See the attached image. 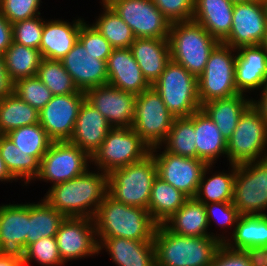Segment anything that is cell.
<instances>
[{"mask_svg":"<svg viewBox=\"0 0 267 266\" xmlns=\"http://www.w3.org/2000/svg\"><path fill=\"white\" fill-rule=\"evenodd\" d=\"M107 191L108 174L88 169L76 178L49 187L43 198L65 217L93 219Z\"/></svg>","mask_w":267,"mask_h":266,"instance_id":"cell-1","label":"cell"},{"mask_svg":"<svg viewBox=\"0 0 267 266\" xmlns=\"http://www.w3.org/2000/svg\"><path fill=\"white\" fill-rule=\"evenodd\" d=\"M156 266H210L223 244L212 236L190 237L158 224L153 237Z\"/></svg>","mask_w":267,"mask_h":266,"instance_id":"cell-2","label":"cell"},{"mask_svg":"<svg viewBox=\"0 0 267 266\" xmlns=\"http://www.w3.org/2000/svg\"><path fill=\"white\" fill-rule=\"evenodd\" d=\"M96 238H126L153 241L157 223L144 208L128 206L108 194L93 218Z\"/></svg>","mask_w":267,"mask_h":266,"instance_id":"cell-3","label":"cell"},{"mask_svg":"<svg viewBox=\"0 0 267 266\" xmlns=\"http://www.w3.org/2000/svg\"><path fill=\"white\" fill-rule=\"evenodd\" d=\"M171 60L198 78L219 41L193 20L170 25L168 36Z\"/></svg>","mask_w":267,"mask_h":266,"instance_id":"cell-4","label":"cell"},{"mask_svg":"<svg viewBox=\"0 0 267 266\" xmlns=\"http://www.w3.org/2000/svg\"><path fill=\"white\" fill-rule=\"evenodd\" d=\"M157 166L150 153L143 160L112 170L108 174L107 194L128 206L148 210Z\"/></svg>","mask_w":267,"mask_h":266,"instance_id":"cell-5","label":"cell"},{"mask_svg":"<svg viewBox=\"0 0 267 266\" xmlns=\"http://www.w3.org/2000/svg\"><path fill=\"white\" fill-rule=\"evenodd\" d=\"M152 86L175 118L189 117L201 109L198 78L172 60Z\"/></svg>","mask_w":267,"mask_h":266,"instance_id":"cell-6","label":"cell"},{"mask_svg":"<svg viewBox=\"0 0 267 266\" xmlns=\"http://www.w3.org/2000/svg\"><path fill=\"white\" fill-rule=\"evenodd\" d=\"M236 49L219 42L209 55L206 67L198 77L199 102L233 97L235 85Z\"/></svg>","mask_w":267,"mask_h":266,"instance_id":"cell-7","label":"cell"},{"mask_svg":"<svg viewBox=\"0 0 267 266\" xmlns=\"http://www.w3.org/2000/svg\"><path fill=\"white\" fill-rule=\"evenodd\" d=\"M267 158V122L251 104L227 140V162L241 164Z\"/></svg>","mask_w":267,"mask_h":266,"instance_id":"cell-8","label":"cell"},{"mask_svg":"<svg viewBox=\"0 0 267 266\" xmlns=\"http://www.w3.org/2000/svg\"><path fill=\"white\" fill-rule=\"evenodd\" d=\"M150 150L132 128H112L91 157V165L94 167L90 169H99L109 174L114 169L143 160L150 154Z\"/></svg>","mask_w":267,"mask_h":266,"instance_id":"cell-9","label":"cell"},{"mask_svg":"<svg viewBox=\"0 0 267 266\" xmlns=\"http://www.w3.org/2000/svg\"><path fill=\"white\" fill-rule=\"evenodd\" d=\"M232 203L240 215H267V158L236 164Z\"/></svg>","mask_w":267,"mask_h":266,"instance_id":"cell-10","label":"cell"},{"mask_svg":"<svg viewBox=\"0 0 267 266\" xmlns=\"http://www.w3.org/2000/svg\"><path fill=\"white\" fill-rule=\"evenodd\" d=\"M174 119L153 86L136 95L132 129L150 148L165 141Z\"/></svg>","mask_w":267,"mask_h":266,"instance_id":"cell-11","label":"cell"},{"mask_svg":"<svg viewBox=\"0 0 267 266\" xmlns=\"http://www.w3.org/2000/svg\"><path fill=\"white\" fill-rule=\"evenodd\" d=\"M90 167L91 157L77 145L69 141L52 142L42 157L36 179L54 186L76 178Z\"/></svg>","mask_w":267,"mask_h":266,"instance_id":"cell-12","label":"cell"},{"mask_svg":"<svg viewBox=\"0 0 267 266\" xmlns=\"http://www.w3.org/2000/svg\"><path fill=\"white\" fill-rule=\"evenodd\" d=\"M162 149L163 151H161ZM150 153L157 166V176L188 198H195L202 173L207 164L197 158L172 154L161 145L151 148Z\"/></svg>","mask_w":267,"mask_h":266,"instance_id":"cell-13","label":"cell"},{"mask_svg":"<svg viewBox=\"0 0 267 266\" xmlns=\"http://www.w3.org/2000/svg\"><path fill=\"white\" fill-rule=\"evenodd\" d=\"M136 38L168 39L171 23L152 0H106Z\"/></svg>","mask_w":267,"mask_h":266,"instance_id":"cell-14","label":"cell"},{"mask_svg":"<svg viewBox=\"0 0 267 266\" xmlns=\"http://www.w3.org/2000/svg\"><path fill=\"white\" fill-rule=\"evenodd\" d=\"M86 100L84 91L54 95L39 111V124L53 142L69 141L73 135L80 107Z\"/></svg>","mask_w":267,"mask_h":266,"instance_id":"cell-15","label":"cell"},{"mask_svg":"<svg viewBox=\"0 0 267 266\" xmlns=\"http://www.w3.org/2000/svg\"><path fill=\"white\" fill-rule=\"evenodd\" d=\"M58 250L64 264L68 261L98 256L94 219L66 217L56 233Z\"/></svg>","mask_w":267,"mask_h":266,"instance_id":"cell-16","label":"cell"},{"mask_svg":"<svg viewBox=\"0 0 267 266\" xmlns=\"http://www.w3.org/2000/svg\"><path fill=\"white\" fill-rule=\"evenodd\" d=\"M267 30L266 11L262 0L234 3L232 26L222 43L238 49L262 43Z\"/></svg>","mask_w":267,"mask_h":266,"instance_id":"cell-17","label":"cell"},{"mask_svg":"<svg viewBox=\"0 0 267 266\" xmlns=\"http://www.w3.org/2000/svg\"><path fill=\"white\" fill-rule=\"evenodd\" d=\"M85 98L108 121L112 128H132L136 95L110 84L93 87Z\"/></svg>","mask_w":267,"mask_h":266,"instance_id":"cell-18","label":"cell"},{"mask_svg":"<svg viewBox=\"0 0 267 266\" xmlns=\"http://www.w3.org/2000/svg\"><path fill=\"white\" fill-rule=\"evenodd\" d=\"M28 203L0 205V256L24 261Z\"/></svg>","mask_w":267,"mask_h":266,"instance_id":"cell-19","label":"cell"},{"mask_svg":"<svg viewBox=\"0 0 267 266\" xmlns=\"http://www.w3.org/2000/svg\"><path fill=\"white\" fill-rule=\"evenodd\" d=\"M60 61L78 90L85 92L90 88L108 84L106 61L87 53L79 40Z\"/></svg>","mask_w":267,"mask_h":266,"instance_id":"cell-20","label":"cell"},{"mask_svg":"<svg viewBox=\"0 0 267 266\" xmlns=\"http://www.w3.org/2000/svg\"><path fill=\"white\" fill-rule=\"evenodd\" d=\"M234 74L239 94H257L267 82V52L260 45L239 47Z\"/></svg>","mask_w":267,"mask_h":266,"instance_id":"cell-21","label":"cell"},{"mask_svg":"<svg viewBox=\"0 0 267 266\" xmlns=\"http://www.w3.org/2000/svg\"><path fill=\"white\" fill-rule=\"evenodd\" d=\"M106 65L108 84L120 90L139 95L151 87L130 48L112 49Z\"/></svg>","mask_w":267,"mask_h":266,"instance_id":"cell-22","label":"cell"},{"mask_svg":"<svg viewBox=\"0 0 267 266\" xmlns=\"http://www.w3.org/2000/svg\"><path fill=\"white\" fill-rule=\"evenodd\" d=\"M84 18L77 17L72 22L64 19H45L40 42L43 59L60 61L78 41Z\"/></svg>","mask_w":267,"mask_h":266,"instance_id":"cell-23","label":"cell"},{"mask_svg":"<svg viewBox=\"0 0 267 266\" xmlns=\"http://www.w3.org/2000/svg\"><path fill=\"white\" fill-rule=\"evenodd\" d=\"M98 254L103 250L116 266H156L153 241H137L126 238H96Z\"/></svg>","mask_w":267,"mask_h":266,"instance_id":"cell-24","label":"cell"},{"mask_svg":"<svg viewBox=\"0 0 267 266\" xmlns=\"http://www.w3.org/2000/svg\"><path fill=\"white\" fill-rule=\"evenodd\" d=\"M111 129L106 118L85 100L80 107L69 142L92 157Z\"/></svg>","mask_w":267,"mask_h":266,"instance_id":"cell-25","label":"cell"},{"mask_svg":"<svg viewBox=\"0 0 267 266\" xmlns=\"http://www.w3.org/2000/svg\"><path fill=\"white\" fill-rule=\"evenodd\" d=\"M145 79L152 86L171 61L168 39L136 38L130 46Z\"/></svg>","mask_w":267,"mask_h":266,"instance_id":"cell-26","label":"cell"},{"mask_svg":"<svg viewBox=\"0 0 267 266\" xmlns=\"http://www.w3.org/2000/svg\"><path fill=\"white\" fill-rule=\"evenodd\" d=\"M233 8L230 0H195L192 20L222 42L231 31Z\"/></svg>","mask_w":267,"mask_h":266,"instance_id":"cell-27","label":"cell"},{"mask_svg":"<svg viewBox=\"0 0 267 266\" xmlns=\"http://www.w3.org/2000/svg\"><path fill=\"white\" fill-rule=\"evenodd\" d=\"M193 124L197 159L215 165L219 157L227 158V140L202 109L193 113Z\"/></svg>","mask_w":267,"mask_h":266,"instance_id":"cell-28","label":"cell"},{"mask_svg":"<svg viewBox=\"0 0 267 266\" xmlns=\"http://www.w3.org/2000/svg\"><path fill=\"white\" fill-rule=\"evenodd\" d=\"M163 224L171 232L182 236H212L220 240V234L208 232L210 228L205 204L196 198H188L184 205Z\"/></svg>","mask_w":267,"mask_h":266,"instance_id":"cell-29","label":"cell"},{"mask_svg":"<svg viewBox=\"0 0 267 266\" xmlns=\"http://www.w3.org/2000/svg\"><path fill=\"white\" fill-rule=\"evenodd\" d=\"M247 96L237 94L233 97L216 99L201 105V109L216 124L226 140L232 136L243 112L252 104V97Z\"/></svg>","mask_w":267,"mask_h":266,"instance_id":"cell-30","label":"cell"},{"mask_svg":"<svg viewBox=\"0 0 267 266\" xmlns=\"http://www.w3.org/2000/svg\"><path fill=\"white\" fill-rule=\"evenodd\" d=\"M224 244L230 249L255 253L267 248V215H241Z\"/></svg>","mask_w":267,"mask_h":266,"instance_id":"cell-31","label":"cell"},{"mask_svg":"<svg viewBox=\"0 0 267 266\" xmlns=\"http://www.w3.org/2000/svg\"><path fill=\"white\" fill-rule=\"evenodd\" d=\"M212 167L214 168L215 166L207 165L205 167L195 198L204 204L232 202L236 164L229 163L228 171H215V173H212ZM206 175H210V177Z\"/></svg>","mask_w":267,"mask_h":266,"instance_id":"cell-32","label":"cell"},{"mask_svg":"<svg viewBox=\"0 0 267 266\" xmlns=\"http://www.w3.org/2000/svg\"><path fill=\"white\" fill-rule=\"evenodd\" d=\"M65 218L42 197L39 202H29L26 248L42 237H56V233Z\"/></svg>","mask_w":267,"mask_h":266,"instance_id":"cell-33","label":"cell"},{"mask_svg":"<svg viewBox=\"0 0 267 266\" xmlns=\"http://www.w3.org/2000/svg\"><path fill=\"white\" fill-rule=\"evenodd\" d=\"M0 155L10 174L23 186H29L40 172V161L14 145L7 135H0Z\"/></svg>","mask_w":267,"mask_h":266,"instance_id":"cell-34","label":"cell"},{"mask_svg":"<svg viewBox=\"0 0 267 266\" xmlns=\"http://www.w3.org/2000/svg\"><path fill=\"white\" fill-rule=\"evenodd\" d=\"M187 199L185 194L157 176L152 185L148 211L157 224H163Z\"/></svg>","mask_w":267,"mask_h":266,"instance_id":"cell-35","label":"cell"},{"mask_svg":"<svg viewBox=\"0 0 267 266\" xmlns=\"http://www.w3.org/2000/svg\"><path fill=\"white\" fill-rule=\"evenodd\" d=\"M103 10L95 18L92 25L110 43L113 49L130 48L136 37L131 28L117 14V12L106 2L100 0Z\"/></svg>","mask_w":267,"mask_h":266,"instance_id":"cell-36","label":"cell"},{"mask_svg":"<svg viewBox=\"0 0 267 266\" xmlns=\"http://www.w3.org/2000/svg\"><path fill=\"white\" fill-rule=\"evenodd\" d=\"M6 71L13 82L36 76L42 61L40 50L13 42L3 54Z\"/></svg>","mask_w":267,"mask_h":266,"instance_id":"cell-37","label":"cell"},{"mask_svg":"<svg viewBox=\"0 0 267 266\" xmlns=\"http://www.w3.org/2000/svg\"><path fill=\"white\" fill-rule=\"evenodd\" d=\"M37 123H39V111L16 94L12 93L0 100V135Z\"/></svg>","mask_w":267,"mask_h":266,"instance_id":"cell-38","label":"cell"},{"mask_svg":"<svg viewBox=\"0 0 267 266\" xmlns=\"http://www.w3.org/2000/svg\"><path fill=\"white\" fill-rule=\"evenodd\" d=\"M161 146L172 154L197 158L193 114L189 117L175 118Z\"/></svg>","mask_w":267,"mask_h":266,"instance_id":"cell-39","label":"cell"},{"mask_svg":"<svg viewBox=\"0 0 267 266\" xmlns=\"http://www.w3.org/2000/svg\"><path fill=\"white\" fill-rule=\"evenodd\" d=\"M6 135L20 150L36 157L40 162L53 142L39 123L19 127Z\"/></svg>","mask_w":267,"mask_h":266,"instance_id":"cell-40","label":"cell"},{"mask_svg":"<svg viewBox=\"0 0 267 266\" xmlns=\"http://www.w3.org/2000/svg\"><path fill=\"white\" fill-rule=\"evenodd\" d=\"M36 76L50 89L53 95H65L79 91L61 61L42 59Z\"/></svg>","mask_w":267,"mask_h":266,"instance_id":"cell-41","label":"cell"},{"mask_svg":"<svg viewBox=\"0 0 267 266\" xmlns=\"http://www.w3.org/2000/svg\"><path fill=\"white\" fill-rule=\"evenodd\" d=\"M13 93L37 111H40L54 96L37 76L15 81Z\"/></svg>","mask_w":267,"mask_h":266,"instance_id":"cell-42","label":"cell"},{"mask_svg":"<svg viewBox=\"0 0 267 266\" xmlns=\"http://www.w3.org/2000/svg\"><path fill=\"white\" fill-rule=\"evenodd\" d=\"M35 261V262H34ZM24 266L37 263L40 266H64L56 237H42L25 249Z\"/></svg>","mask_w":267,"mask_h":266,"instance_id":"cell-43","label":"cell"},{"mask_svg":"<svg viewBox=\"0 0 267 266\" xmlns=\"http://www.w3.org/2000/svg\"><path fill=\"white\" fill-rule=\"evenodd\" d=\"M205 207L209 226L211 227V224L216 222L214 224L223 229L220 240L224 243L233 234L237 221L241 216L238 209L232 202H214L205 204ZM228 230H232V232L226 235Z\"/></svg>","mask_w":267,"mask_h":266,"instance_id":"cell-44","label":"cell"},{"mask_svg":"<svg viewBox=\"0 0 267 266\" xmlns=\"http://www.w3.org/2000/svg\"><path fill=\"white\" fill-rule=\"evenodd\" d=\"M44 21L45 18L43 19L41 15H38L13 23V42L39 50Z\"/></svg>","mask_w":267,"mask_h":266,"instance_id":"cell-45","label":"cell"},{"mask_svg":"<svg viewBox=\"0 0 267 266\" xmlns=\"http://www.w3.org/2000/svg\"><path fill=\"white\" fill-rule=\"evenodd\" d=\"M88 21L81 24L78 40L86 48L87 53L96 59L107 61L111 55L112 47L103 35Z\"/></svg>","mask_w":267,"mask_h":266,"instance_id":"cell-46","label":"cell"},{"mask_svg":"<svg viewBox=\"0 0 267 266\" xmlns=\"http://www.w3.org/2000/svg\"><path fill=\"white\" fill-rule=\"evenodd\" d=\"M42 0H1V14L11 23L41 15Z\"/></svg>","mask_w":267,"mask_h":266,"instance_id":"cell-47","label":"cell"},{"mask_svg":"<svg viewBox=\"0 0 267 266\" xmlns=\"http://www.w3.org/2000/svg\"><path fill=\"white\" fill-rule=\"evenodd\" d=\"M210 266H259V255L253 251L230 249L223 243Z\"/></svg>","mask_w":267,"mask_h":266,"instance_id":"cell-48","label":"cell"},{"mask_svg":"<svg viewBox=\"0 0 267 266\" xmlns=\"http://www.w3.org/2000/svg\"><path fill=\"white\" fill-rule=\"evenodd\" d=\"M152 1L171 24L192 20L195 0Z\"/></svg>","mask_w":267,"mask_h":266,"instance_id":"cell-49","label":"cell"},{"mask_svg":"<svg viewBox=\"0 0 267 266\" xmlns=\"http://www.w3.org/2000/svg\"><path fill=\"white\" fill-rule=\"evenodd\" d=\"M13 43L12 24L1 14L0 11V54H4L6 49Z\"/></svg>","mask_w":267,"mask_h":266,"instance_id":"cell-50","label":"cell"},{"mask_svg":"<svg viewBox=\"0 0 267 266\" xmlns=\"http://www.w3.org/2000/svg\"><path fill=\"white\" fill-rule=\"evenodd\" d=\"M14 82L6 71L5 61L2 54H0V100L8 97L13 93Z\"/></svg>","mask_w":267,"mask_h":266,"instance_id":"cell-51","label":"cell"},{"mask_svg":"<svg viewBox=\"0 0 267 266\" xmlns=\"http://www.w3.org/2000/svg\"><path fill=\"white\" fill-rule=\"evenodd\" d=\"M259 93L254 94L255 96L257 95V97H255L256 99L252 98V104L260 112V114L266 119V122H267V82L263 85Z\"/></svg>","mask_w":267,"mask_h":266,"instance_id":"cell-52","label":"cell"},{"mask_svg":"<svg viewBox=\"0 0 267 266\" xmlns=\"http://www.w3.org/2000/svg\"><path fill=\"white\" fill-rule=\"evenodd\" d=\"M3 181H4V183L5 182L12 183L13 181L17 182V180L8 171V169L6 167V164H5L4 160L1 158V155H0V182L3 183Z\"/></svg>","mask_w":267,"mask_h":266,"instance_id":"cell-53","label":"cell"},{"mask_svg":"<svg viewBox=\"0 0 267 266\" xmlns=\"http://www.w3.org/2000/svg\"><path fill=\"white\" fill-rule=\"evenodd\" d=\"M0 266H24V262L15 258L0 256Z\"/></svg>","mask_w":267,"mask_h":266,"instance_id":"cell-54","label":"cell"},{"mask_svg":"<svg viewBox=\"0 0 267 266\" xmlns=\"http://www.w3.org/2000/svg\"><path fill=\"white\" fill-rule=\"evenodd\" d=\"M259 266H267V248L261 250L259 253Z\"/></svg>","mask_w":267,"mask_h":266,"instance_id":"cell-55","label":"cell"},{"mask_svg":"<svg viewBox=\"0 0 267 266\" xmlns=\"http://www.w3.org/2000/svg\"><path fill=\"white\" fill-rule=\"evenodd\" d=\"M260 46L267 52V30Z\"/></svg>","mask_w":267,"mask_h":266,"instance_id":"cell-56","label":"cell"},{"mask_svg":"<svg viewBox=\"0 0 267 266\" xmlns=\"http://www.w3.org/2000/svg\"><path fill=\"white\" fill-rule=\"evenodd\" d=\"M264 7H265V11H266V17H267V0H262Z\"/></svg>","mask_w":267,"mask_h":266,"instance_id":"cell-57","label":"cell"},{"mask_svg":"<svg viewBox=\"0 0 267 266\" xmlns=\"http://www.w3.org/2000/svg\"><path fill=\"white\" fill-rule=\"evenodd\" d=\"M230 1H232L233 3H237V2H247L250 0H230Z\"/></svg>","mask_w":267,"mask_h":266,"instance_id":"cell-58","label":"cell"}]
</instances>
